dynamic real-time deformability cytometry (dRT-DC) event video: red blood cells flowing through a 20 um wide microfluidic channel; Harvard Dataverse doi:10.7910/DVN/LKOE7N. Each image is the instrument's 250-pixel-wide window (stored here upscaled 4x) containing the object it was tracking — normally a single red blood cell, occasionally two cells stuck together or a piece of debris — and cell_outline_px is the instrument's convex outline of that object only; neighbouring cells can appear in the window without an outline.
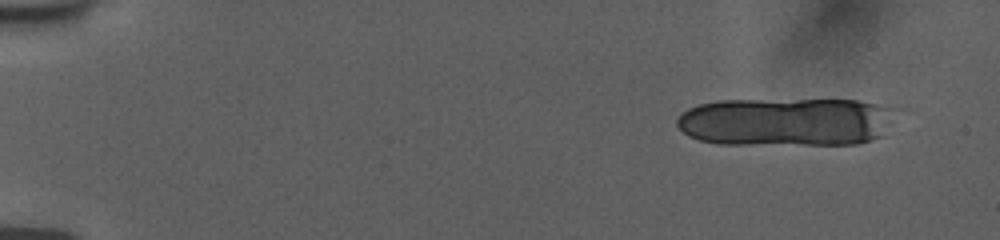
{"species": "human", "species_latin": "Homo sapiens", "temperature_condition": "room temperature", "stored_images_in_passage": 16, "camera_frame_rate_fps": 3000, "um_per_image_px": 0.085, "donor": {"sex": "female"}, "frame": {"image": 1, "passage_image": 2, "time_ms": 0.333, "image_size_px": [1000, 240], "cell_outline_px": [[900, 108], [884, 136], [872, 140], [856, 144], [716, 144], [700, 140], [688, 136], [676, 124], [676, 120], [680, 112], [688, 108], [700, 104], [720, 100], [856, 100]], "centroid_in_image_um": [66.88, 10.35], "position_along_channel_um": 18.1, "area_um2": 62.83}}
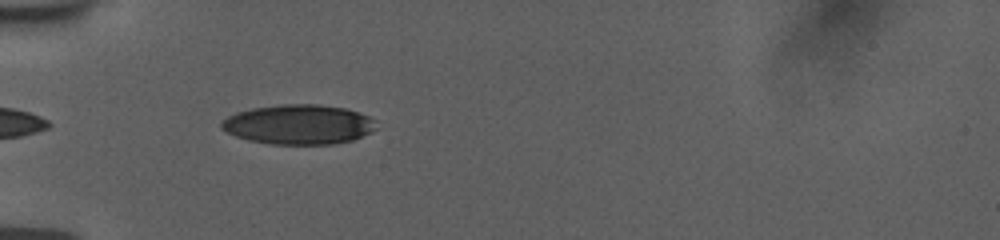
{"frame": {"image": 2, "passage_image": 10, "time_ms": 3.0, "image_size_px": [1000, 240], "cell_outline_px": [[376, 128], [372, 132], [352, 140], [332, 144], [272, 144], [248, 140], [236, 136], [220, 128], [220, 120], [236, 112], [252, 108], [284, 104], [316, 104], [344, 108], [360, 112], [376, 120]], "centroid_in_image_um": [25.39, 10.57], "position_along_channel_um": 59.6, "area_um2": 35.95}}
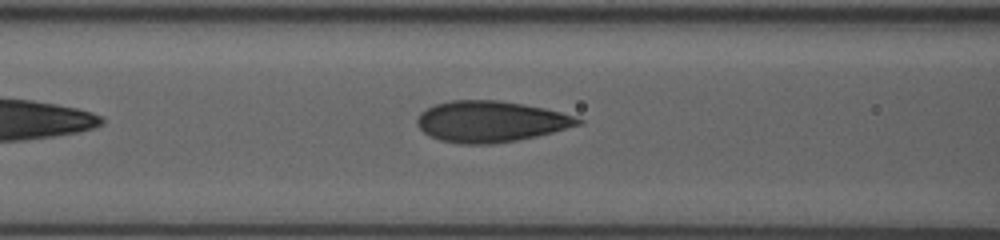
{"frame": {"image": 3, "passage_image": 15, "time_ms": 4.667, "image_size_px": [1000, 240], "cell_outline_px": [[584, 124], [536, 136], [516, 140], [492, 144], [460, 144], [440, 140], [428, 136], [416, 124], [416, 120], [420, 112], [436, 104], [452, 100], [500, 100], [524, 104], [544, 108], [560, 112], [584, 120]], "centroid_in_image_um": [41.69, 10.33], "position_along_channel_um": 124.9, "area_um2": 38.55}}